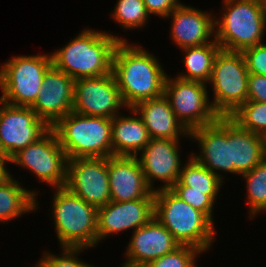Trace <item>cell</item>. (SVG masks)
Listing matches in <instances>:
<instances>
[{"mask_svg":"<svg viewBox=\"0 0 266 267\" xmlns=\"http://www.w3.org/2000/svg\"><path fill=\"white\" fill-rule=\"evenodd\" d=\"M153 54L120 41L114 51L112 74L126 108L164 95L167 74Z\"/></svg>","mask_w":266,"mask_h":267,"instance_id":"cell-1","label":"cell"},{"mask_svg":"<svg viewBox=\"0 0 266 267\" xmlns=\"http://www.w3.org/2000/svg\"><path fill=\"white\" fill-rule=\"evenodd\" d=\"M126 41L110 33L84 29L65 47L52 53V64L74 80L112 73L117 44Z\"/></svg>","mask_w":266,"mask_h":267,"instance_id":"cell-2","label":"cell"},{"mask_svg":"<svg viewBox=\"0 0 266 267\" xmlns=\"http://www.w3.org/2000/svg\"><path fill=\"white\" fill-rule=\"evenodd\" d=\"M154 217L180 245H190L206 252L214 242L217 233L214 222L170 189L154 192Z\"/></svg>","mask_w":266,"mask_h":267,"instance_id":"cell-3","label":"cell"},{"mask_svg":"<svg viewBox=\"0 0 266 267\" xmlns=\"http://www.w3.org/2000/svg\"><path fill=\"white\" fill-rule=\"evenodd\" d=\"M223 10L221 20H214V38L221 49L242 52L262 43L266 29L265 0H224Z\"/></svg>","mask_w":266,"mask_h":267,"instance_id":"cell-4","label":"cell"},{"mask_svg":"<svg viewBox=\"0 0 266 267\" xmlns=\"http://www.w3.org/2000/svg\"><path fill=\"white\" fill-rule=\"evenodd\" d=\"M52 129L68 159L113 156L112 119L70 112Z\"/></svg>","mask_w":266,"mask_h":267,"instance_id":"cell-5","label":"cell"},{"mask_svg":"<svg viewBox=\"0 0 266 267\" xmlns=\"http://www.w3.org/2000/svg\"><path fill=\"white\" fill-rule=\"evenodd\" d=\"M52 214L60 248H90L98 244V208L72 194L65 187L56 188Z\"/></svg>","mask_w":266,"mask_h":267,"instance_id":"cell-6","label":"cell"},{"mask_svg":"<svg viewBox=\"0 0 266 267\" xmlns=\"http://www.w3.org/2000/svg\"><path fill=\"white\" fill-rule=\"evenodd\" d=\"M0 68V100L30 107L41 89L46 71L53 65L50 55L14 56Z\"/></svg>","mask_w":266,"mask_h":267,"instance_id":"cell-7","label":"cell"},{"mask_svg":"<svg viewBox=\"0 0 266 267\" xmlns=\"http://www.w3.org/2000/svg\"><path fill=\"white\" fill-rule=\"evenodd\" d=\"M249 72L242 52L220 49L209 84L213 87V110L219 117L230 116L248 100Z\"/></svg>","mask_w":266,"mask_h":267,"instance_id":"cell-8","label":"cell"},{"mask_svg":"<svg viewBox=\"0 0 266 267\" xmlns=\"http://www.w3.org/2000/svg\"><path fill=\"white\" fill-rule=\"evenodd\" d=\"M206 83L166 77L164 96L183 124L191 132L201 126L214 123L219 115L213 110ZM210 101V102H209Z\"/></svg>","mask_w":266,"mask_h":267,"instance_id":"cell-9","label":"cell"},{"mask_svg":"<svg viewBox=\"0 0 266 267\" xmlns=\"http://www.w3.org/2000/svg\"><path fill=\"white\" fill-rule=\"evenodd\" d=\"M67 161L68 158L52 128L9 160L12 164L30 170L39 180L53 188L65 186Z\"/></svg>","mask_w":266,"mask_h":267,"instance_id":"cell-10","label":"cell"},{"mask_svg":"<svg viewBox=\"0 0 266 267\" xmlns=\"http://www.w3.org/2000/svg\"><path fill=\"white\" fill-rule=\"evenodd\" d=\"M0 145L9 160L36 142L50 127L28 106H14L0 100Z\"/></svg>","mask_w":266,"mask_h":267,"instance_id":"cell-11","label":"cell"},{"mask_svg":"<svg viewBox=\"0 0 266 267\" xmlns=\"http://www.w3.org/2000/svg\"><path fill=\"white\" fill-rule=\"evenodd\" d=\"M64 187L97 208L109 203L108 157L68 159Z\"/></svg>","mask_w":266,"mask_h":267,"instance_id":"cell-12","label":"cell"},{"mask_svg":"<svg viewBox=\"0 0 266 267\" xmlns=\"http://www.w3.org/2000/svg\"><path fill=\"white\" fill-rule=\"evenodd\" d=\"M125 104L112 73L75 80L73 112L114 118Z\"/></svg>","mask_w":266,"mask_h":267,"instance_id":"cell-13","label":"cell"},{"mask_svg":"<svg viewBox=\"0 0 266 267\" xmlns=\"http://www.w3.org/2000/svg\"><path fill=\"white\" fill-rule=\"evenodd\" d=\"M75 80L52 65L44 76L35 102L30 106L52 128L73 111Z\"/></svg>","mask_w":266,"mask_h":267,"instance_id":"cell-14","label":"cell"},{"mask_svg":"<svg viewBox=\"0 0 266 267\" xmlns=\"http://www.w3.org/2000/svg\"><path fill=\"white\" fill-rule=\"evenodd\" d=\"M154 217V192L146 198L126 202L110 201L97 211L98 243L109 236L133 228V232Z\"/></svg>","mask_w":266,"mask_h":267,"instance_id":"cell-15","label":"cell"},{"mask_svg":"<svg viewBox=\"0 0 266 267\" xmlns=\"http://www.w3.org/2000/svg\"><path fill=\"white\" fill-rule=\"evenodd\" d=\"M179 141L170 139H150L140 152L138 158L148 187L155 192L159 189H170L179 179L181 160ZM153 180L164 182L161 188H154Z\"/></svg>","mask_w":266,"mask_h":267,"instance_id":"cell-16","label":"cell"},{"mask_svg":"<svg viewBox=\"0 0 266 267\" xmlns=\"http://www.w3.org/2000/svg\"><path fill=\"white\" fill-rule=\"evenodd\" d=\"M179 246L172 234L153 217L133 232L122 267H144Z\"/></svg>","mask_w":266,"mask_h":267,"instance_id":"cell-17","label":"cell"},{"mask_svg":"<svg viewBox=\"0 0 266 267\" xmlns=\"http://www.w3.org/2000/svg\"><path fill=\"white\" fill-rule=\"evenodd\" d=\"M190 138L198 142L200 155L193 156L200 164L219 176L217 170L231 173L230 142L227 140V117H219L214 123L190 132Z\"/></svg>","mask_w":266,"mask_h":267,"instance_id":"cell-18","label":"cell"},{"mask_svg":"<svg viewBox=\"0 0 266 267\" xmlns=\"http://www.w3.org/2000/svg\"><path fill=\"white\" fill-rule=\"evenodd\" d=\"M108 176L111 201L143 199L152 192L137 156L108 157Z\"/></svg>","mask_w":266,"mask_h":267,"instance_id":"cell-19","label":"cell"},{"mask_svg":"<svg viewBox=\"0 0 266 267\" xmlns=\"http://www.w3.org/2000/svg\"><path fill=\"white\" fill-rule=\"evenodd\" d=\"M166 18L173 20L170 36L180 49L213 42L210 37H215V19L211 13L181 3Z\"/></svg>","mask_w":266,"mask_h":267,"instance_id":"cell-20","label":"cell"},{"mask_svg":"<svg viewBox=\"0 0 266 267\" xmlns=\"http://www.w3.org/2000/svg\"><path fill=\"white\" fill-rule=\"evenodd\" d=\"M132 109L143 120L151 139L180 140L179 136L190 137V132L175 116L164 95L139 102Z\"/></svg>","mask_w":266,"mask_h":267,"instance_id":"cell-21","label":"cell"},{"mask_svg":"<svg viewBox=\"0 0 266 267\" xmlns=\"http://www.w3.org/2000/svg\"><path fill=\"white\" fill-rule=\"evenodd\" d=\"M227 140L230 142L231 174L243 175L265 159L259 134L240 128L229 117Z\"/></svg>","mask_w":266,"mask_h":267,"instance_id":"cell-22","label":"cell"},{"mask_svg":"<svg viewBox=\"0 0 266 267\" xmlns=\"http://www.w3.org/2000/svg\"><path fill=\"white\" fill-rule=\"evenodd\" d=\"M130 110L136 115L118 114L112 118V148L115 156H138V152H141L151 139L143 120L132 108H129Z\"/></svg>","mask_w":266,"mask_h":267,"instance_id":"cell-23","label":"cell"},{"mask_svg":"<svg viewBox=\"0 0 266 267\" xmlns=\"http://www.w3.org/2000/svg\"><path fill=\"white\" fill-rule=\"evenodd\" d=\"M9 173L0 182V221L5 223L38 209L37 192L26 190Z\"/></svg>","mask_w":266,"mask_h":267,"instance_id":"cell-24","label":"cell"},{"mask_svg":"<svg viewBox=\"0 0 266 267\" xmlns=\"http://www.w3.org/2000/svg\"><path fill=\"white\" fill-rule=\"evenodd\" d=\"M221 47L215 38L212 43L202 46L187 47L185 51L184 64L186 74H179L177 77L183 80L201 81L208 83L212 75L214 59Z\"/></svg>","mask_w":266,"mask_h":267,"instance_id":"cell-25","label":"cell"},{"mask_svg":"<svg viewBox=\"0 0 266 267\" xmlns=\"http://www.w3.org/2000/svg\"><path fill=\"white\" fill-rule=\"evenodd\" d=\"M183 167L178 180L188 186V190L206 191V195L215 202L223 179L200 164L193 156L189 157Z\"/></svg>","mask_w":266,"mask_h":267,"instance_id":"cell-26","label":"cell"},{"mask_svg":"<svg viewBox=\"0 0 266 267\" xmlns=\"http://www.w3.org/2000/svg\"><path fill=\"white\" fill-rule=\"evenodd\" d=\"M242 177L246 180L249 215L252 219L257 213L266 212V158Z\"/></svg>","mask_w":266,"mask_h":267,"instance_id":"cell-27","label":"cell"},{"mask_svg":"<svg viewBox=\"0 0 266 267\" xmlns=\"http://www.w3.org/2000/svg\"><path fill=\"white\" fill-rule=\"evenodd\" d=\"M228 117L240 128L260 134L266 129V102L247 100Z\"/></svg>","mask_w":266,"mask_h":267,"instance_id":"cell-28","label":"cell"},{"mask_svg":"<svg viewBox=\"0 0 266 267\" xmlns=\"http://www.w3.org/2000/svg\"><path fill=\"white\" fill-rule=\"evenodd\" d=\"M112 11V17L125 29H133L145 26L149 14L143 0H118Z\"/></svg>","mask_w":266,"mask_h":267,"instance_id":"cell-29","label":"cell"},{"mask_svg":"<svg viewBox=\"0 0 266 267\" xmlns=\"http://www.w3.org/2000/svg\"><path fill=\"white\" fill-rule=\"evenodd\" d=\"M199 253L203 251L190 245H180L173 252L149 262L144 267H197L195 258Z\"/></svg>","mask_w":266,"mask_h":267,"instance_id":"cell-30","label":"cell"},{"mask_svg":"<svg viewBox=\"0 0 266 267\" xmlns=\"http://www.w3.org/2000/svg\"><path fill=\"white\" fill-rule=\"evenodd\" d=\"M170 190L191 207L205 213L213 221L212 211L215 202L206 195V191L188 190V186L183 185L179 180Z\"/></svg>","mask_w":266,"mask_h":267,"instance_id":"cell-31","label":"cell"},{"mask_svg":"<svg viewBox=\"0 0 266 267\" xmlns=\"http://www.w3.org/2000/svg\"><path fill=\"white\" fill-rule=\"evenodd\" d=\"M83 250L85 248H62L63 252L59 256L44 252L36 267H94L78 259V253Z\"/></svg>","mask_w":266,"mask_h":267,"instance_id":"cell-32","label":"cell"},{"mask_svg":"<svg viewBox=\"0 0 266 267\" xmlns=\"http://www.w3.org/2000/svg\"><path fill=\"white\" fill-rule=\"evenodd\" d=\"M242 54L249 73L266 76V44L249 47Z\"/></svg>","mask_w":266,"mask_h":267,"instance_id":"cell-33","label":"cell"},{"mask_svg":"<svg viewBox=\"0 0 266 267\" xmlns=\"http://www.w3.org/2000/svg\"><path fill=\"white\" fill-rule=\"evenodd\" d=\"M248 100L266 102V76L249 73Z\"/></svg>","mask_w":266,"mask_h":267,"instance_id":"cell-34","label":"cell"},{"mask_svg":"<svg viewBox=\"0 0 266 267\" xmlns=\"http://www.w3.org/2000/svg\"><path fill=\"white\" fill-rule=\"evenodd\" d=\"M143 2L149 15H158L164 19L181 4L179 0H143Z\"/></svg>","mask_w":266,"mask_h":267,"instance_id":"cell-35","label":"cell"},{"mask_svg":"<svg viewBox=\"0 0 266 267\" xmlns=\"http://www.w3.org/2000/svg\"><path fill=\"white\" fill-rule=\"evenodd\" d=\"M7 163L3 158H0V182L9 175V170L6 169Z\"/></svg>","mask_w":266,"mask_h":267,"instance_id":"cell-36","label":"cell"},{"mask_svg":"<svg viewBox=\"0 0 266 267\" xmlns=\"http://www.w3.org/2000/svg\"><path fill=\"white\" fill-rule=\"evenodd\" d=\"M260 140H261V145H262V150L264 153V156L266 158V129L263 130L260 134Z\"/></svg>","mask_w":266,"mask_h":267,"instance_id":"cell-37","label":"cell"},{"mask_svg":"<svg viewBox=\"0 0 266 267\" xmlns=\"http://www.w3.org/2000/svg\"><path fill=\"white\" fill-rule=\"evenodd\" d=\"M0 158H3L6 161V155L3 151V149L1 148V145H0Z\"/></svg>","mask_w":266,"mask_h":267,"instance_id":"cell-38","label":"cell"}]
</instances>
